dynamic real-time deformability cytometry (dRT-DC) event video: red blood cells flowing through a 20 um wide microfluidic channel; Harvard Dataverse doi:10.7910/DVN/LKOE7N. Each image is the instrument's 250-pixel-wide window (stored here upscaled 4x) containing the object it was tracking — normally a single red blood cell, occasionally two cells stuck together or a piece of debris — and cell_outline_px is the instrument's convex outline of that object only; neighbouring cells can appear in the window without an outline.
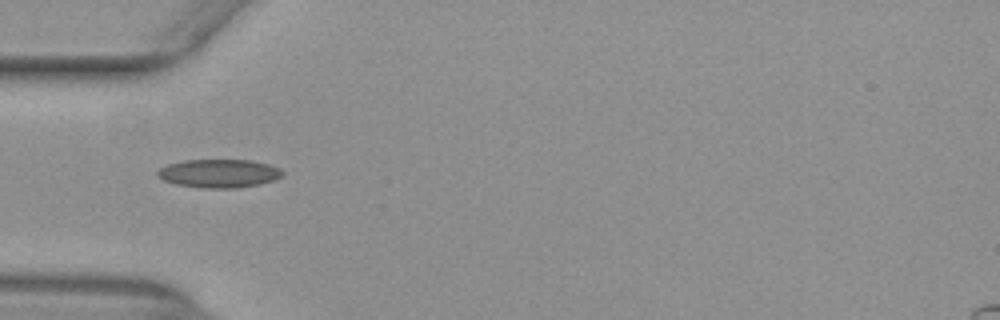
{"species": "common noctule bat (a hibernating species)", "species_latin": "Nyctalus noctula", "temperature_condition": "warm", "stored_images_in_passage": 36, "camera_frame_rate_fps": 3000, "um_per_image_px": 0.085, "animal": {"sex": "female", "body_mass_g": 29.2, "forearm_length_mm": 56.3}, "frame": {"image": 1, "passage_image": 1, "time_ms": 0.0, "image_size_px": [1000, 320], "cell_outline_px": [[284, 176], [260, 184], [236, 188], [204, 188], [176, 184], [164, 180], [156, 176], [156, 172], [160, 168], [168, 164], [184, 160], [252, 160], [268, 164], [280, 168], [284, 172]], "centroid_in_image_um": [18.62, 14.74], "position_along_channel_um": 66.4, "area_um2": 20.75}}
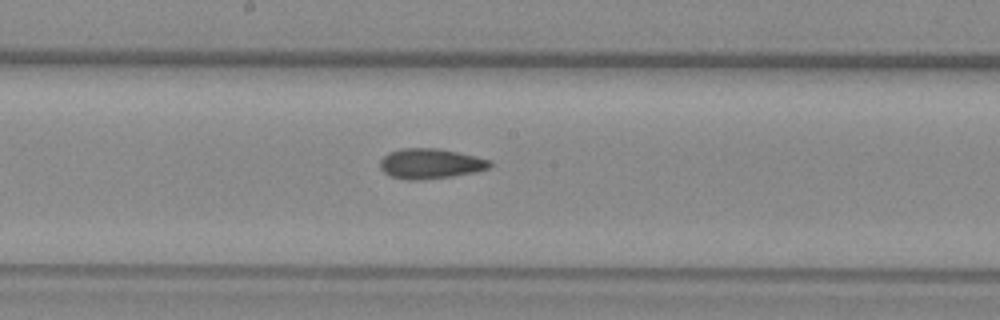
{"frame": {"image": 2, "passage_image": 12, "time_ms": 3.667, "image_size_px": [1000, 320], "cell_outline_px": [[492, 164], [488, 168], [476, 172], [452, 176], [420, 180], [404, 180], [392, 176], [384, 172], [380, 168], [380, 160], [388, 152], [400, 148], [436, 148], [476, 156], [488, 160]], "centroid_in_image_um": [36.54, 13.91], "position_along_channel_um": 211.7, "area_um2": 19.25}}
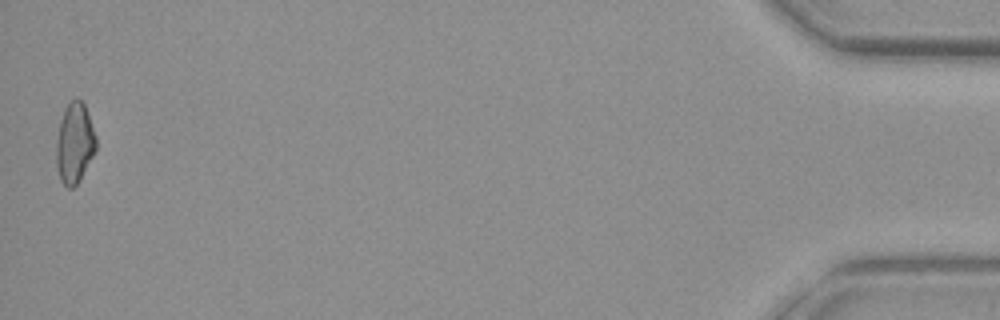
{"frame": {"image": 3, "passage_image": 36, "time_ms": 11.667, "image_size_px": [1000, 320], "cell_outline_px": [[96, 148], [92, 156], [76, 184], [72, 188], [68, 188], [60, 180], [56, 164], [56, 140], [60, 120], [64, 108], [68, 100], [76, 96], [84, 104], [96, 136]], "centroid_in_image_um": [6.31, 12.1], "position_along_channel_um": 428.9, "area_um2": 18.55}, "authors_computed_cell_mechanics": {"area_um2": 18.6405, "velocity_mm_per_s": 3.9636, "shape_relaxation_time_tau1_ms": null, "shape_relaxation_time_tau2_ms": 3.3675, "deformation_change_tau1": null, "deformation_change_tau2": 0.111}}